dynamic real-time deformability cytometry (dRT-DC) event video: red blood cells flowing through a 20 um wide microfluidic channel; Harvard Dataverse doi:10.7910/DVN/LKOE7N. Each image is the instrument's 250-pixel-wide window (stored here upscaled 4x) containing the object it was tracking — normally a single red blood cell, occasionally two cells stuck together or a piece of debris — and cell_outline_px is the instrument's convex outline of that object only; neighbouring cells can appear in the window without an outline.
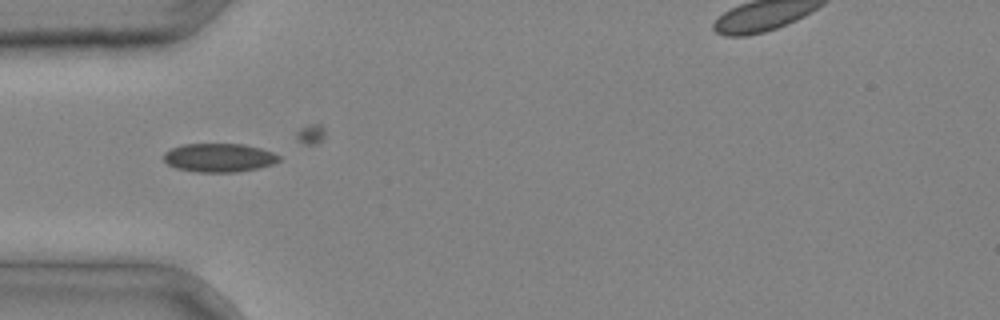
{"species": "common noctule bat (a hibernating species)", "species_latin": "Nyctalus noctula", "temperature_condition": "cold", "stored_images_in_passage": 5, "camera_frame_rate_fps": 3000, "um_per_image_px": 0.085, "animal": {"sex": "male", "body_mass_g": 20.4}, "frame": {"image": 1, "passage_image": 5, "time_ms": 1.333, "image_size_px": [1000, 320], "cell_outline_px": [[280, 160], [272, 164], [256, 168], [236, 172], [200, 172], [176, 168], [168, 164], [164, 160], [164, 152], [172, 148], [184, 144], [240, 144], [260, 148], [272, 152], [280, 156]], "centroid_in_image_um": [18.61, 13.4], "position_along_channel_um": 66.4, "area_um2": 19.02}}